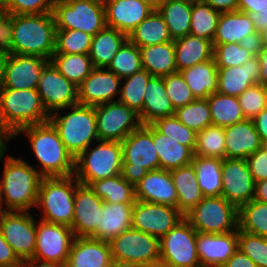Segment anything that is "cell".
<instances>
[{"label":"cell","mask_w":267,"mask_h":267,"mask_svg":"<svg viewBox=\"0 0 267 267\" xmlns=\"http://www.w3.org/2000/svg\"><path fill=\"white\" fill-rule=\"evenodd\" d=\"M27 135L31 148L40 163L43 177H67L74 175L75 158L65 148L57 129L50 121L19 129L18 134Z\"/></svg>","instance_id":"1"},{"label":"cell","mask_w":267,"mask_h":267,"mask_svg":"<svg viewBox=\"0 0 267 267\" xmlns=\"http://www.w3.org/2000/svg\"><path fill=\"white\" fill-rule=\"evenodd\" d=\"M56 31L52 12L14 15L12 53L50 61L55 52Z\"/></svg>","instance_id":"2"},{"label":"cell","mask_w":267,"mask_h":267,"mask_svg":"<svg viewBox=\"0 0 267 267\" xmlns=\"http://www.w3.org/2000/svg\"><path fill=\"white\" fill-rule=\"evenodd\" d=\"M4 160V172L0 183L5 209L8 211H29L37 204L43 176L37 167H32L23 159L7 155Z\"/></svg>","instance_id":"3"},{"label":"cell","mask_w":267,"mask_h":267,"mask_svg":"<svg viewBox=\"0 0 267 267\" xmlns=\"http://www.w3.org/2000/svg\"><path fill=\"white\" fill-rule=\"evenodd\" d=\"M65 109H71V112L59 115L56 111L50 115L49 121L57 129L65 148L76 158L91 146L92 141H99L95 108L77 104Z\"/></svg>","instance_id":"4"},{"label":"cell","mask_w":267,"mask_h":267,"mask_svg":"<svg viewBox=\"0 0 267 267\" xmlns=\"http://www.w3.org/2000/svg\"><path fill=\"white\" fill-rule=\"evenodd\" d=\"M0 116L13 133L21 128L49 121L37 89L0 88Z\"/></svg>","instance_id":"5"},{"label":"cell","mask_w":267,"mask_h":267,"mask_svg":"<svg viewBox=\"0 0 267 267\" xmlns=\"http://www.w3.org/2000/svg\"><path fill=\"white\" fill-rule=\"evenodd\" d=\"M121 175L134 186L151 170L160 169L159 157L153 142V126L141 125L122 142Z\"/></svg>","instance_id":"6"},{"label":"cell","mask_w":267,"mask_h":267,"mask_svg":"<svg viewBox=\"0 0 267 267\" xmlns=\"http://www.w3.org/2000/svg\"><path fill=\"white\" fill-rule=\"evenodd\" d=\"M80 182L74 175L43 177L36 206L42 210L41 220L71 228L74 217V197Z\"/></svg>","instance_id":"7"},{"label":"cell","mask_w":267,"mask_h":267,"mask_svg":"<svg viewBox=\"0 0 267 267\" xmlns=\"http://www.w3.org/2000/svg\"><path fill=\"white\" fill-rule=\"evenodd\" d=\"M116 267H146L159 264L160 239L130 228L109 241Z\"/></svg>","instance_id":"8"},{"label":"cell","mask_w":267,"mask_h":267,"mask_svg":"<svg viewBox=\"0 0 267 267\" xmlns=\"http://www.w3.org/2000/svg\"><path fill=\"white\" fill-rule=\"evenodd\" d=\"M75 158L74 176L83 185L121 174L122 145L117 141H98ZM91 148V149H89Z\"/></svg>","instance_id":"9"},{"label":"cell","mask_w":267,"mask_h":267,"mask_svg":"<svg viewBox=\"0 0 267 267\" xmlns=\"http://www.w3.org/2000/svg\"><path fill=\"white\" fill-rule=\"evenodd\" d=\"M52 14L57 29L80 30L94 36L107 26L103 0H58Z\"/></svg>","instance_id":"10"},{"label":"cell","mask_w":267,"mask_h":267,"mask_svg":"<svg viewBox=\"0 0 267 267\" xmlns=\"http://www.w3.org/2000/svg\"><path fill=\"white\" fill-rule=\"evenodd\" d=\"M184 218L199 233L221 234L238 230V208L222 196L203 197Z\"/></svg>","instance_id":"11"},{"label":"cell","mask_w":267,"mask_h":267,"mask_svg":"<svg viewBox=\"0 0 267 267\" xmlns=\"http://www.w3.org/2000/svg\"><path fill=\"white\" fill-rule=\"evenodd\" d=\"M197 231L184 218L160 239L159 264L164 267H201Z\"/></svg>","instance_id":"12"},{"label":"cell","mask_w":267,"mask_h":267,"mask_svg":"<svg viewBox=\"0 0 267 267\" xmlns=\"http://www.w3.org/2000/svg\"><path fill=\"white\" fill-rule=\"evenodd\" d=\"M99 141L122 142L142 122L139 114L119 101L94 106Z\"/></svg>","instance_id":"13"},{"label":"cell","mask_w":267,"mask_h":267,"mask_svg":"<svg viewBox=\"0 0 267 267\" xmlns=\"http://www.w3.org/2000/svg\"><path fill=\"white\" fill-rule=\"evenodd\" d=\"M36 223L29 211H7L0 216V232L22 262L34 256Z\"/></svg>","instance_id":"14"},{"label":"cell","mask_w":267,"mask_h":267,"mask_svg":"<svg viewBox=\"0 0 267 267\" xmlns=\"http://www.w3.org/2000/svg\"><path fill=\"white\" fill-rule=\"evenodd\" d=\"M75 235L68 226L39 220L33 258L65 265Z\"/></svg>","instance_id":"15"},{"label":"cell","mask_w":267,"mask_h":267,"mask_svg":"<svg viewBox=\"0 0 267 267\" xmlns=\"http://www.w3.org/2000/svg\"><path fill=\"white\" fill-rule=\"evenodd\" d=\"M183 219L184 214L176 207L136 200L131 226L161 239Z\"/></svg>","instance_id":"16"},{"label":"cell","mask_w":267,"mask_h":267,"mask_svg":"<svg viewBox=\"0 0 267 267\" xmlns=\"http://www.w3.org/2000/svg\"><path fill=\"white\" fill-rule=\"evenodd\" d=\"M37 91L48 113L79 104L78 87L49 61L43 68Z\"/></svg>","instance_id":"17"},{"label":"cell","mask_w":267,"mask_h":267,"mask_svg":"<svg viewBox=\"0 0 267 267\" xmlns=\"http://www.w3.org/2000/svg\"><path fill=\"white\" fill-rule=\"evenodd\" d=\"M221 175V196L228 202L239 208L254 199L255 182L245 159L224 158Z\"/></svg>","instance_id":"18"},{"label":"cell","mask_w":267,"mask_h":267,"mask_svg":"<svg viewBox=\"0 0 267 267\" xmlns=\"http://www.w3.org/2000/svg\"><path fill=\"white\" fill-rule=\"evenodd\" d=\"M48 62L43 57L8 54L0 88L37 89L43 68Z\"/></svg>","instance_id":"19"},{"label":"cell","mask_w":267,"mask_h":267,"mask_svg":"<svg viewBox=\"0 0 267 267\" xmlns=\"http://www.w3.org/2000/svg\"><path fill=\"white\" fill-rule=\"evenodd\" d=\"M103 200L87 185L79 184L74 197V217L71 229L75 237H91L100 224Z\"/></svg>","instance_id":"20"},{"label":"cell","mask_w":267,"mask_h":267,"mask_svg":"<svg viewBox=\"0 0 267 267\" xmlns=\"http://www.w3.org/2000/svg\"><path fill=\"white\" fill-rule=\"evenodd\" d=\"M121 81L120 77L107 68H94L78 86L79 104L96 106L116 101L113 98L120 94Z\"/></svg>","instance_id":"21"},{"label":"cell","mask_w":267,"mask_h":267,"mask_svg":"<svg viewBox=\"0 0 267 267\" xmlns=\"http://www.w3.org/2000/svg\"><path fill=\"white\" fill-rule=\"evenodd\" d=\"M196 247L201 267H221L238 249V230L221 234L197 232Z\"/></svg>","instance_id":"22"},{"label":"cell","mask_w":267,"mask_h":267,"mask_svg":"<svg viewBox=\"0 0 267 267\" xmlns=\"http://www.w3.org/2000/svg\"><path fill=\"white\" fill-rule=\"evenodd\" d=\"M135 197L139 201L177 208L178 195L170 171L164 169L149 171L135 185Z\"/></svg>","instance_id":"23"},{"label":"cell","mask_w":267,"mask_h":267,"mask_svg":"<svg viewBox=\"0 0 267 267\" xmlns=\"http://www.w3.org/2000/svg\"><path fill=\"white\" fill-rule=\"evenodd\" d=\"M106 25L127 35L154 10L140 0H103Z\"/></svg>","instance_id":"24"},{"label":"cell","mask_w":267,"mask_h":267,"mask_svg":"<svg viewBox=\"0 0 267 267\" xmlns=\"http://www.w3.org/2000/svg\"><path fill=\"white\" fill-rule=\"evenodd\" d=\"M65 267H116L108 241L75 237Z\"/></svg>","instance_id":"25"},{"label":"cell","mask_w":267,"mask_h":267,"mask_svg":"<svg viewBox=\"0 0 267 267\" xmlns=\"http://www.w3.org/2000/svg\"><path fill=\"white\" fill-rule=\"evenodd\" d=\"M260 62L257 56L242 66L218 67V90L223 95L238 97L250 86L259 83Z\"/></svg>","instance_id":"26"},{"label":"cell","mask_w":267,"mask_h":267,"mask_svg":"<svg viewBox=\"0 0 267 267\" xmlns=\"http://www.w3.org/2000/svg\"><path fill=\"white\" fill-rule=\"evenodd\" d=\"M224 133L228 159H246L263 145L252 119L225 127Z\"/></svg>","instance_id":"27"},{"label":"cell","mask_w":267,"mask_h":267,"mask_svg":"<svg viewBox=\"0 0 267 267\" xmlns=\"http://www.w3.org/2000/svg\"><path fill=\"white\" fill-rule=\"evenodd\" d=\"M138 114L143 125L175 114L174 106L166 95L163 77L153 76L148 81L144 93L143 108Z\"/></svg>","instance_id":"28"},{"label":"cell","mask_w":267,"mask_h":267,"mask_svg":"<svg viewBox=\"0 0 267 267\" xmlns=\"http://www.w3.org/2000/svg\"><path fill=\"white\" fill-rule=\"evenodd\" d=\"M133 204L103 202L100 224L91 238L109 242L112 238L132 228Z\"/></svg>","instance_id":"29"},{"label":"cell","mask_w":267,"mask_h":267,"mask_svg":"<svg viewBox=\"0 0 267 267\" xmlns=\"http://www.w3.org/2000/svg\"><path fill=\"white\" fill-rule=\"evenodd\" d=\"M177 72L213 59V44L193 35L174 39Z\"/></svg>","instance_id":"30"},{"label":"cell","mask_w":267,"mask_h":267,"mask_svg":"<svg viewBox=\"0 0 267 267\" xmlns=\"http://www.w3.org/2000/svg\"><path fill=\"white\" fill-rule=\"evenodd\" d=\"M254 32L256 30L250 14L238 10L221 13L212 44L239 43Z\"/></svg>","instance_id":"31"},{"label":"cell","mask_w":267,"mask_h":267,"mask_svg":"<svg viewBox=\"0 0 267 267\" xmlns=\"http://www.w3.org/2000/svg\"><path fill=\"white\" fill-rule=\"evenodd\" d=\"M127 40V34L107 26L92 36L89 57L94 67L107 68Z\"/></svg>","instance_id":"32"},{"label":"cell","mask_w":267,"mask_h":267,"mask_svg":"<svg viewBox=\"0 0 267 267\" xmlns=\"http://www.w3.org/2000/svg\"><path fill=\"white\" fill-rule=\"evenodd\" d=\"M142 69L152 76L163 77L177 72L173 41L139 47Z\"/></svg>","instance_id":"33"},{"label":"cell","mask_w":267,"mask_h":267,"mask_svg":"<svg viewBox=\"0 0 267 267\" xmlns=\"http://www.w3.org/2000/svg\"><path fill=\"white\" fill-rule=\"evenodd\" d=\"M196 99H207L218 90V67L214 59L180 71Z\"/></svg>","instance_id":"34"},{"label":"cell","mask_w":267,"mask_h":267,"mask_svg":"<svg viewBox=\"0 0 267 267\" xmlns=\"http://www.w3.org/2000/svg\"><path fill=\"white\" fill-rule=\"evenodd\" d=\"M174 186L177 190V208L186 214L196 206L204 197L196 179V173L192 166H182L170 171Z\"/></svg>","instance_id":"35"},{"label":"cell","mask_w":267,"mask_h":267,"mask_svg":"<svg viewBox=\"0 0 267 267\" xmlns=\"http://www.w3.org/2000/svg\"><path fill=\"white\" fill-rule=\"evenodd\" d=\"M153 142L158 153L160 169H173L191 164L194 152L168 136L162 135L153 127Z\"/></svg>","instance_id":"36"},{"label":"cell","mask_w":267,"mask_h":267,"mask_svg":"<svg viewBox=\"0 0 267 267\" xmlns=\"http://www.w3.org/2000/svg\"><path fill=\"white\" fill-rule=\"evenodd\" d=\"M128 40L138 47L174 41L158 10H153L147 18L136 26L129 33Z\"/></svg>","instance_id":"37"},{"label":"cell","mask_w":267,"mask_h":267,"mask_svg":"<svg viewBox=\"0 0 267 267\" xmlns=\"http://www.w3.org/2000/svg\"><path fill=\"white\" fill-rule=\"evenodd\" d=\"M222 159L193 156L191 162L204 197L222 194Z\"/></svg>","instance_id":"38"},{"label":"cell","mask_w":267,"mask_h":267,"mask_svg":"<svg viewBox=\"0 0 267 267\" xmlns=\"http://www.w3.org/2000/svg\"><path fill=\"white\" fill-rule=\"evenodd\" d=\"M157 10L163 16L173 40L190 34L192 4L163 0Z\"/></svg>","instance_id":"39"},{"label":"cell","mask_w":267,"mask_h":267,"mask_svg":"<svg viewBox=\"0 0 267 267\" xmlns=\"http://www.w3.org/2000/svg\"><path fill=\"white\" fill-rule=\"evenodd\" d=\"M89 188L106 203H135V186L122 175L93 181Z\"/></svg>","instance_id":"40"},{"label":"cell","mask_w":267,"mask_h":267,"mask_svg":"<svg viewBox=\"0 0 267 267\" xmlns=\"http://www.w3.org/2000/svg\"><path fill=\"white\" fill-rule=\"evenodd\" d=\"M212 125L228 127L245 120L238 97L223 95L218 92L207 97Z\"/></svg>","instance_id":"41"},{"label":"cell","mask_w":267,"mask_h":267,"mask_svg":"<svg viewBox=\"0 0 267 267\" xmlns=\"http://www.w3.org/2000/svg\"><path fill=\"white\" fill-rule=\"evenodd\" d=\"M50 62L77 87L95 68L89 54L54 53Z\"/></svg>","instance_id":"42"},{"label":"cell","mask_w":267,"mask_h":267,"mask_svg":"<svg viewBox=\"0 0 267 267\" xmlns=\"http://www.w3.org/2000/svg\"><path fill=\"white\" fill-rule=\"evenodd\" d=\"M238 231L267 237V203L252 199L238 208Z\"/></svg>","instance_id":"43"},{"label":"cell","mask_w":267,"mask_h":267,"mask_svg":"<svg viewBox=\"0 0 267 267\" xmlns=\"http://www.w3.org/2000/svg\"><path fill=\"white\" fill-rule=\"evenodd\" d=\"M220 12L203 2L192 5L190 35L213 41Z\"/></svg>","instance_id":"44"},{"label":"cell","mask_w":267,"mask_h":267,"mask_svg":"<svg viewBox=\"0 0 267 267\" xmlns=\"http://www.w3.org/2000/svg\"><path fill=\"white\" fill-rule=\"evenodd\" d=\"M194 155L206 158H225L224 128L210 125L197 132Z\"/></svg>","instance_id":"45"},{"label":"cell","mask_w":267,"mask_h":267,"mask_svg":"<svg viewBox=\"0 0 267 267\" xmlns=\"http://www.w3.org/2000/svg\"><path fill=\"white\" fill-rule=\"evenodd\" d=\"M153 76L145 69L122 78L124 84L120 88L119 101L139 113L143 108L144 93L148 81Z\"/></svg>","instance_id":"46"},{"label":"cell","mask_w":267,"mask_h":267,"mask_svg":"<svg viewBox=\"0 0 267 267\" xmlns=\"http://www.w3.org/2000/svg\"><path fill=\"white\" fill-rule=\"evenodd\" d=\"M175 117L196 133L212 125V117L207 99H196L191 103L177 108Z\"/></svg>","instance_id":"47"},{"label":"cell","mask_w":267,"mask_h":267,"mask_svg":"<svg viewBox=\"0 0 267 267\" xmlns=\"http://www.w3.org/2000/svg\"><path fill=\"white\" fill-rule=\"evenodd\" d=\"M118 77L125 78L142 69L139 47L127 40L107 67Z\"/></svg>","instance_id":"48"},{"label":"cell","mask_w":267,"mask_h":267,"mask_svg":"<svg viewBox=\"0 0 267 267\" xmlns=\"http://www.w3.org/2000/svg\"><path fill=\"white\" fill-rule=\"evenodd\" d=\"M92 35L80 30L57 29L54 53L89 54Z\"/></svg>","instance_id":"49"},{"label":"cell","mask_w":267,"mask_h":267,"mask_svg":"<svg viewBox=\"0 0 267 267\" xmlns=\"http://www.w3.org/2000/svg\"><path fill=\"white\" fill-rule=\"evenodd\" d=\"M151 125L162 135L188 146L194 152L197 133L180 122L175 115L156 119Z\"/></svg>","instance_id":"50"},{"label":"cell","mask_w":267,"mask_h":267,"mask_svg":"<svg viewBox=\"0 0 267 267\" xmlns=\"http://www.w3.org/2000/svg\"><path fill=\"white\" fill-rule=\"evenodd\" d=\"M238 249L258 267H267V237L238 231Z\"/></svg>","instance_id":"51"},{"label":"cell","mask_w":267,"mask_h":267,"mask_svg":"<svg viewBox=\"0 0 267 267\" xmlns=\"http://www.w3.org/2000/svg\"><path fill=\"white\" fill-rule=\"evenodd\" d=\"M254 57L239 43H226L213 45V59L217 67L242 66Z\"/></svg>","instance_id":"52"},{"label":"cell","mask_w":267,"mask_h":267,"mask_svg":"<svg viewBox=\"0 0 267 267\" xmlns=\"http://www.w3.org/2000/svg\"><path fill=\"white\" fill-rule=\"evenodd\" d=\"M163 81L166 95L171 100L175 110L196 100L180 72L163 76Z\"/></svg>","instance_id":"53"},{"label":"cell","mask_w":267,"mask_h":267,"mask_svg":"<svg viewBox=\"0 0 267 267\" xmlns=\"http://www.w3.org/2000/svg\"><path fill=\"white\" fill-rule=\"evenodd\" d=\"M239 104L246 119H253L267 107V87L256 83L238 96Z\"/></svg>","instance_id":"54"},{"label":"cell","mask_w":267,"mask_h":267,"mask_svg":"<svg viewBox=\"0 0 267 267\" xmlns=\"http://www.w3.org/2000/svg\"><path fill=\"white\" fill-rule=\"evenodd\" d=\"M58 0H10L6 13L20 14H40L53 11L54 5Z\"/></svg>","instance_id":"55"},{"label":"cell","mask_w":267,"mask_h":267,"mask_svg":"<svg viewBox=\"0 0 267 267\" xmlns=\"http://www.w3.org/2000/svg\"><path fill=\"white\" fill-rule=\"evenodd\" d=\"M255 183L267 179V145L263 144L246 159Z\"/></svg>","instance_id":"56"},{"label":"cell","mask_w":267,"mask_h":267,"mask_svg":"<svg viewBox=\"0 0 267 267\" xmlns=\"http://www.w3.org/2000/svg\"><path fill=\"white\" fill-rule=\"evenodd\" d=\"M14 14L5 13L0 19V50L12 53Z\"/></svg>","instance_id":"57"},{"label":"cell","mask_w":267,"mask_h":267,"mask_svg":"<svg viewBox=\"0 0 267 267\" xmlns=\"http://www.w3.org/2000/svg\"><path fill=\"white\" fill-rule=\"evenodd\" d=\"M22 263L0 232V267H18Z\"/></svg>","instance_id":"58"},{"label":"cell","mask_w":267,"mask_h":267,"mask_svg":"<svg viewBox=\"0 0 267 267\" xmlns=\"http://www.w3.org/2000/svg\"><path fill=\"white\" fill-rule=\"evenodd\" d=\"M240 46L248 50L253 56H258L262 50L261 35L259 31L245 36L240 42Z\"/></svg>","instance_id":"59"},{"label":"cell","mask_w":267,"mask_h":267,"mask_svg":"<svg viewBox=\"0 0 267 267\" xmlns=\"http://www.w3.org/2000/svg\"><path fill=\"white\" fill-rule=\"evenodd\" d=\"M221 267H258L247 255L239 249Z\"/></svg>","instance_id":"60"},{"label":"cell","mask_w":267,"mask_h":267,"mask_svg":"<svg viewBox=\"0 0 267 267\" xmlns=\"http://www.w3.org/2000/svg\"><path fill=\"white\" fill-rule=\"evenodd\" d=\"M265 7H267V0H239L238 11L251 15L257 14Z\"/></svg>","instance_id":"61"},{"label":"cell","mask_w":267,"mask_h":267,"mask_svg":"<svg viewBox=\"0 0 267 267\" xmlns=\"http://www.w3.org/2000/svg\"><path fill=\"white\" fill-rule=\"evenodd\" d=\"M204 2L220 13L237 11L239 4V0H204Z\"/></svg>","instance_id":"62"},{"label":"cell","mask_w":267,"mask_h":267,"mask_svg":"<svg viewBox=\"0 0 267 267\" xmlns=\"http://www.w3.org/2000/svg\"><path fill=\"white\" fill-rule=\"evenodd\" d=\"M256 130L263 144L267 145V107L253 119Z\"/></svg>","instance_id":"63"},{"label":"cell","mask_w":267,"mask_h":267,"mask_svg":"<svg viewBox=\"0 0 267 267\" xmlns=\"http://www.w3.org/2000/svg\"><path fill=\"white\" fill-rule=\"evenodd\" d=\"M257 57L260 62L259 84L267 87V48L263 47Z\"/></svg>","instance_id":"64"},{"label":"cell","mask_w":267,"mask_h":267,"mask_svg":"<svg viewBox=\"0 0 267 267\" xmlns=\"http://www.w3.org/2000/svg\"><path fill=\"white\" fill-rule=\"evenodd\" d=\"M13 137V133L4 125L0 116V156L5 155L8 151L6 141H10Z\"/></svg>","instance_id":"65"},{"label":"cell","mask_w":267,"mask_h":267,"mask_svg":"<svg viewBox=\"0 0 267 267\" xmlns=\"http://www.w3.org/2000/svg\"><path fill=\"white\" fill-rule=\"evenodd\" d=\"M251 18L256 31H261L267 26V7L259 10L257 14H251Z\"/></svg>","instance_id":"66"},{"label":"cell","mask_w":267,"mask_h":267,"mask_svg":"<svg viewBox=\"0 0 267 267\" xmlns=\"http://www.w3.org/2000/svg\"><path fill=\"white\" fill-rule=\"evenodd\" d=\"M254 199L267 203V179L255 183Z\"/></svg>","instance_id":"67"},{"label":"cell","mask_w":267,"mask_h":267,"mask_svg":"<svg viewBox=\"0 0 267 267\" xmlns=\"http://www.w3.org/2000/svg\"><path fill=\"white\" fill-rule=\"evenodd\" d=\"M23 263L25 264L26 267H65V265H60L48 261H40L35 258H29Z\"/></svg>","instance_id":"68"},{"label":"cell","mask_w":267,"mask_h":267,"mask_svg":"<svg viewBox=\"0 0 267 267\" xmlns=\"http://www.w3.org/2000/svg\"><path fill=\"white\" fill-rule=\"evenodd\" d=\"M8 54L0 50V87L2 86L4 78L5 63L7 60Z\"/></svg>","instance_id":"69"},{"label":"cell","mask_w":267,"mask_h":267,"mask_svg":"<svg viewBox=\"0 0 267 267\" xmlns=\"http://www.w3.org/2000/svg\"><path fill=\"white\" fill-rule=\"evenodd\" d=\"M4 155L0 156V161L3 159ZM4 198H3V192H2V186L0 183V216L4 213L7 212V209H3V205H4Z\"/></svg>","instance_id":"70"},{"label":"cell","mask_w":267,"mask_h":267,"mask_svg":"<svg viewBox=\"0 0 267 267\" xmlns=\"http://www.w3.org/2000/svg\"><path fill=\"white\" fill-rule=\"evenodd\" d=\"M144 3H147L148 5H150L154 10H157V8L159 7L160 3L163 0H140Z\"/></svg>","instance_id":"71"},{"label":"cell","mask_w":267,"mask_h":267,"mask_svg":"<svg viewBox=\"0 0 267 267\" xmlns=\"http://www.w3.org/2000/svg\"><path fill=\"white\" fill-rule=\"evenodd\" d=\"M262 47L267 48V26L260 31Z\"/></svg>","instance_id":"72"},{"label":"cell","mask_w":267,"mask_h":267,"mask_svg":"<svg viewBox=\"0 0 267 267\" xmlns=\"http://www.w3.org/2000/svg\"><path fill=\"white\" fill-rule=\"evenodd\" d=\"M177 1L185 2V3H189L193 5L195 3L203 2L204 0H177Z\"/></svg>","instance_id":"73"},{"label":"cell","mask_w":267,"mask_h":267,"mask_svg":"<svg viewBox=\"0 0 267 267\" xmlns=\"http://www.w3.org/2000/svg\"><path fill=\"white\" fill-rule=\"evenodd\" d=\"M10 0H0V7L5 8L7 7Z\"/></svg>","instance_id":"74"},{"label":"cell","mask_w":267,"mask_h":267,"mask_svg":"<svg viewBox=\"0 0 267 267\" xmlns=\"http://www.w3.org/2000/svg\"><path fill=\"white\" fill-rule=\"evenodd\" d=\"M5 13H6V9L0 7V19H1V17H2Z\"/></svg>","instance_id":"75"},{"label":"cell","mask_w":267,"mask_h":267,"mask_svg":"<svg viewBox=\"0 0 267 267\" xmlns=\"http://www.w3.org/2000/svg\"><path fill=\"white\" fill-rule=\"evenodd\" d=\"M146 267H164L162 264L152 265V266H146Z\"/></svg>","instance_id":"76"},{"label":"cell","mask_w":267,"mask_h":267,"mask_svg":"<svg viewBox=\"0 0 267 267\" xmlns=\"http://www.w3.org/2000/svg\"><path fill=\"white\" fill-rule=\"evenodd\" d=\"M18 267H26V266H25V264H24V263H22V264H21L20 266H18Z\"/></svg>","instance_id":"77"}]
</instances>
